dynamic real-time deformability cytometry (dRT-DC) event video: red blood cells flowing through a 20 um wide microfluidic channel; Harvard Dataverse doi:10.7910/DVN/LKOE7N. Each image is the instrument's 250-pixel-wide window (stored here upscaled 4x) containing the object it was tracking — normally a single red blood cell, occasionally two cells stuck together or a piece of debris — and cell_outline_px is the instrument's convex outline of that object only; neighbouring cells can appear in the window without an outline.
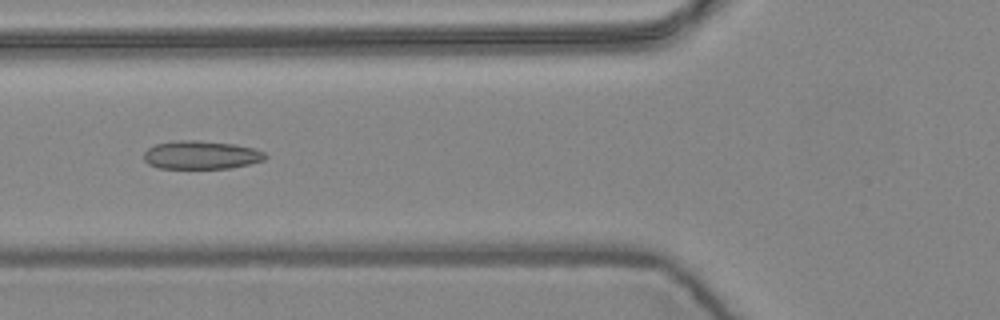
{"species": "common noctule bat (a hibernating species)", "species_latin": "Nyctalus noctula", "temperature_condition": "warm", "stored_images_in_passage": 13, "camera_frame_rate_fps": 3000, "um_per_image_px": 0.085, "animal": {"sex": "female", "body_mass_g": 24.6, "forearm_length_mm": 56.2}, "frame": {"image": 1, "passage_image": 4, "time_ms": 1.0, "image_size_px": [1000, 320], "cell_outline_px": [[268, 156], [264, 160], [232, 168], [156, 168], [148, 164], [144, 160], [144, 152], [148, 148], [156, 144], [176, 140], [196, 140], [236, 144], [252, 148], [264, 152]], "centroid_in_image_um": [17.08, 13.17], "position_along_channel_um": 108.7, "area_um2": 20.11}}
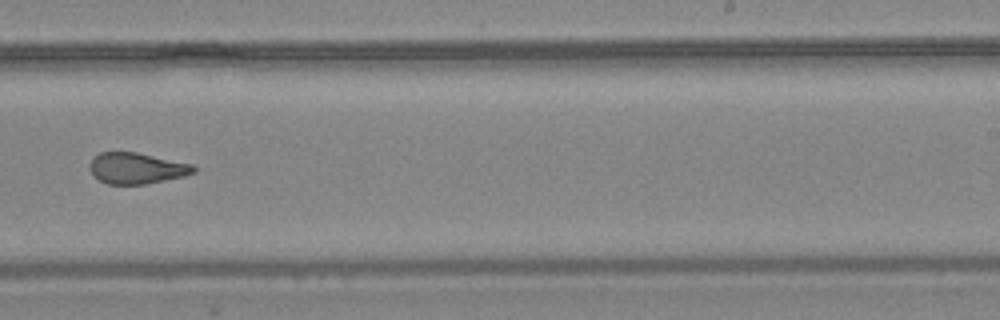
{"frame": {"image": 2, "passage_image": 8, "time_ms": 2.333, "image_size_px": [1000, 320], "cell_outline_px": [[196, 172], [184, 176], [144, 184], [108, 184], [92, 176], [88, 168], [88, 164], [100, 152], [136, 152], [192, 164], [196, 168]], "centroid_in_image_um": [11.58, 14.3], "position_along_channel_um": 277.4, "area_um2": 18.79}}
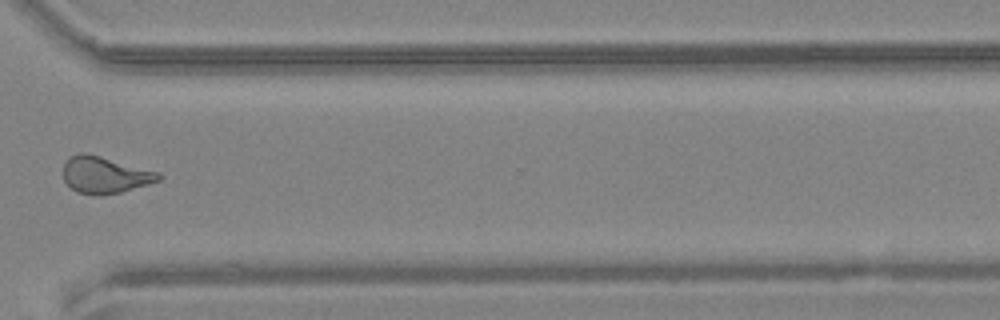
{"frame": {"image": 3, "passage_image": 10, "time_ms": 3.0, "image_size_px": [1000, 320], "cell_outline_px": [[164, 176], [160, 180], [148, 184], [120, 192], [100, 196], [76, 192], [64, 180], [64, 164], [72, 156], [84, 152], [100, 156], [160, 172]], "centroid_in_image_um": [8.95, 14.88], "position_along_channel_um": 361.6, "area_um2": 20.23}}